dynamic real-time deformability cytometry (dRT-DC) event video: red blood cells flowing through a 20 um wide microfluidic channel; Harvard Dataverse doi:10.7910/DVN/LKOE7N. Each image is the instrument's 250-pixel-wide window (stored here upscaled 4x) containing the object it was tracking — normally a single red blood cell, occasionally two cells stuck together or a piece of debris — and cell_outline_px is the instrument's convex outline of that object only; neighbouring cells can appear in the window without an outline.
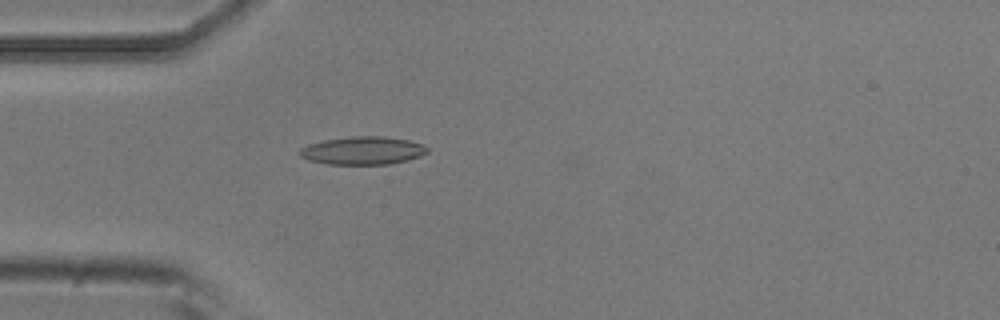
{"species": "common noctule bat (a hibernating species)", "species_latin": "Nyctalus noctula", "temperature_condition": "room temperature", "stored_images_in_passage": 4, "camera_frame_rate_fps": 3000, "um_per_image_px": 0.085, "animal": {"sex": "male", "body_mass_g": 20.5, "forearm_length_mm": 52.5}, "frame": {"image": 1, "passage_image": 4, "time_ms": 1.0, "image_size_px": [1000, 320], "cell_outline_px": [[428, 152], [420, 156], [408, 160], [388, 164], [328, 164], [308, 160], [300, 156], [296, 152], [300, 148], [308, 144], [324, 140], [352, 136], [384, 136], [408, 140], [420, 144], [428, 148]], "centroid_in_image_um": [30.79, 12.8], "position_along_channel_um": 54.2, "area_um2": 20.87}}